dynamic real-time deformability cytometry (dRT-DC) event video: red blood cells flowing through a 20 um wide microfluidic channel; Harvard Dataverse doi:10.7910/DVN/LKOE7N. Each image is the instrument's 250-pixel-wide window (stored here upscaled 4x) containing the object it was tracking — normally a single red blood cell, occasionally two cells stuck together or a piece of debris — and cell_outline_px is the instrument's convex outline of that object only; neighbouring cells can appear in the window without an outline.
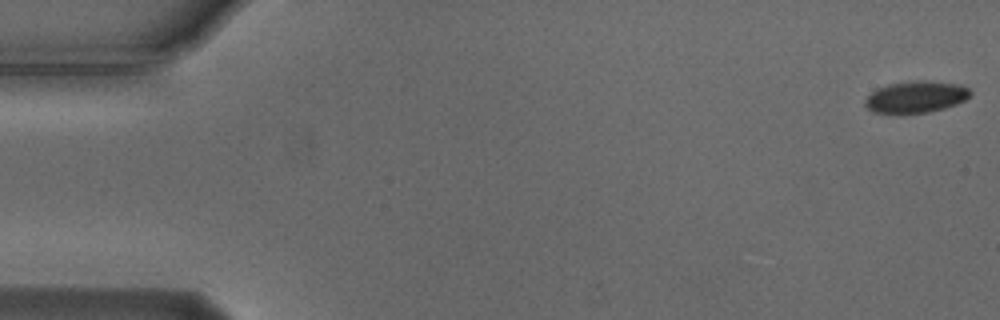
{"species": "Egyptian fruit bat (a non-hibernating species)", "species_latin": "Rousettus aegyptiacus", "temperature_condition": "cold", "stored_images_in_passage": 55, "camera_frame_rate_fps": 3000, "um_per_image_px": 0.085, "animal": {"sex": "male"}, "frame": {"image": 1, "passage_image": 1, "time_ms": 0.0, "image_size_px": [1000, 320], "cell_outline_px": [[972, 92], [964, 100], [956, 104], [944, 108], [928, 112], [872, 112], [864, 104], [864, 100], [876, 88], [888, 84], [916, 80], [928, 80], [956, 84], [968, 88]], "centroid_in_image_um": [77.83, 8.21], "position_along_channel_um": 7.2, "area_um2": 19.13}}
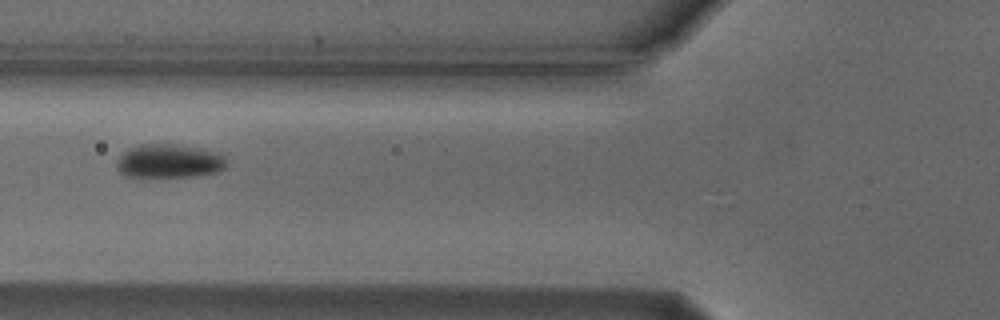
{"frame": {"image": 2, "passage_image": 21, "time_ms": 6.667, "image_size_px": [1000, 320], "cell_outline_px": [[228, 164], [220, 172], [196, 176], [140, 180], [124, 176], [116, 168], [116, 164], [120, 156], [124, 152], [132, 148], [144, 144], [172, 144], [196, 148], [216, 152], [224, 156], [228, 160]], "centroid_in_image_um": [14.36, 13.77], "position_along_channel_um": 111.4, "area_um2": 22.43}}
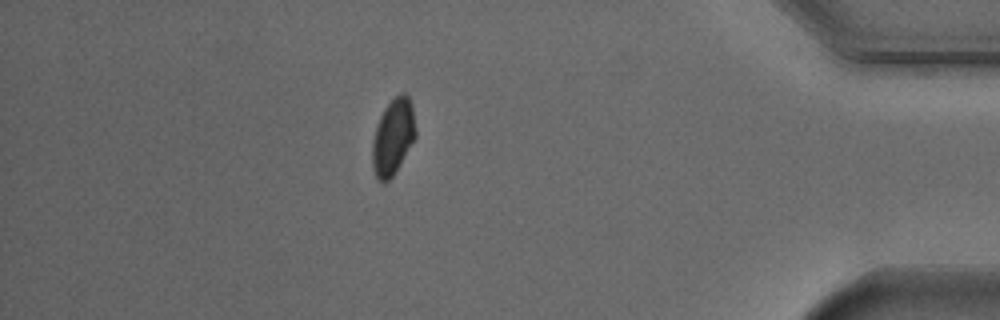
{"frame": {"image": 3, "passage_image": 48, "time_ms": 15.667, "image_size_px": [1000, 320], "cell_outline_px": [[416, 136], [392, 176], [384, 184], [376, 176], [372, 168], [372, 140], [380, 116], [384, 108], [400, 92], [404, 92], [408, 96], [412, 104], [416, 128]], "centroid_in_image_um": [33.4, 11.61], "position_along_channel_um": 401.8, "area_um2": 19.02}, "authors_computed_cell_mechanics": {"area_um2": 20.519, "velocity_mm_per_s": 3.7241, "shape_relaxation_time_tau1_ms": 2.3352, "shape_relaxation_time_tau2_ms": null, "deformation_change_tau1": 0.069, "deformation_change_tau2": null}}